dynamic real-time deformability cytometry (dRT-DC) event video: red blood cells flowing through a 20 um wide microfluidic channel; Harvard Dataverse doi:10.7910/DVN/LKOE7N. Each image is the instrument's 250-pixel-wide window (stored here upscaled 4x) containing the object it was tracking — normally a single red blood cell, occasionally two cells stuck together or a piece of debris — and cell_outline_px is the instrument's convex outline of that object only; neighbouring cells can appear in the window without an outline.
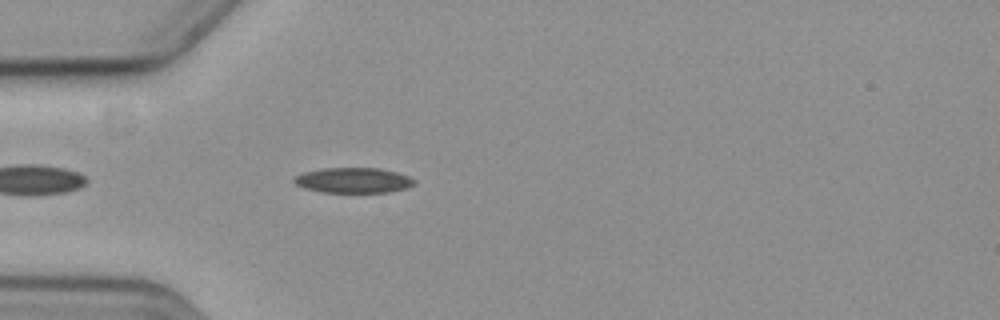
{"species": "common noctule bat (a hibernating species)", "species_latin": "Nyctalus noctula", "temperature_condition": "cold", "stored_images_in_passage": 43, "camera_frame_rate_fps": 3000, "um_per_image_px": 0.085, "animal": {"sex": "female", "body_mass_g": 19.3, "forearm_length_mm": 54.1}, "frame": {"image": 1, "passage_image": 4, "time_ms": 1.0, "image_size_px": [1000, 320], "cell_outline_px": [[416, 184], [404, 188], [388, 192], [320, 192], [304, 188], [296, 184], [292, 180], [296, 176], [304, 172], [324, 168], [380, 168], [396, 172], [408, 176], [416, 180]], "centroid_in_image_um": [30.03, 15.32], "position_along_channel_um": 55.0, "area_um2": 17.63}}
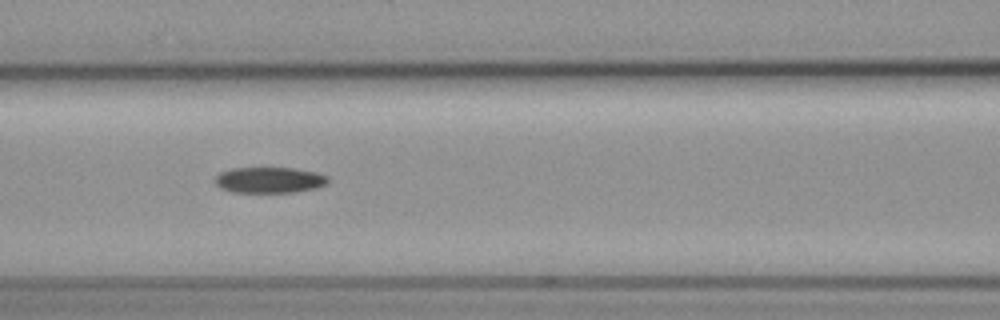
{"frame": {"image": 2, "passage_image": 12, "time_ms": 3.667, "image_size_px": [1000, 320], "cell_outline_px": [[328, 184], [316, 188], [292, 192], [232, 192], [220, 188], [216, 184], [216, 176], [220, 172], [232, 168], [292, 168], [316, 172], [328, 176]], "centroid_in_image_um": [22.91, 15.3], "position_along_channel_um": 143.7, "area_um2": 16.99}}
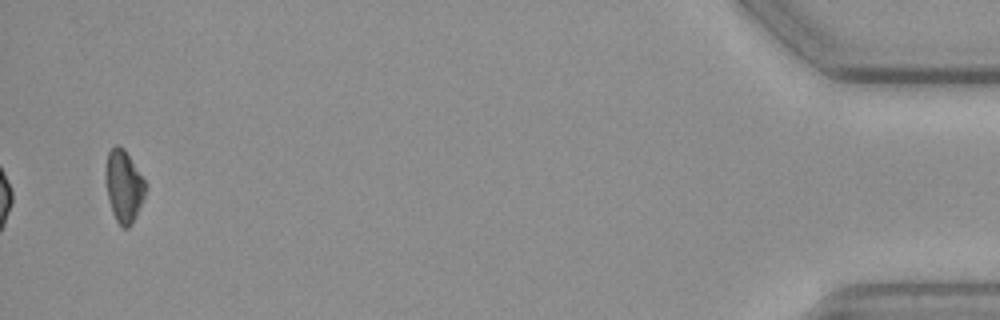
{"frame": {"image": 3, "passage_image": 43, "time_ms": 14.0, "image_size_px": [1000, 320], "cell_outline_px": [[144, 196], [132, 224], [128, 228], [120, 228], [112, 212], [108, 200], [104, 176], [104, 172], [108, 152], [116, 144], [124, 148], [144, 180]], "centroid_in_image_um": [10.47, 15.83], "position_along_channel_um": 424.7, "area_um2": 16.65}}